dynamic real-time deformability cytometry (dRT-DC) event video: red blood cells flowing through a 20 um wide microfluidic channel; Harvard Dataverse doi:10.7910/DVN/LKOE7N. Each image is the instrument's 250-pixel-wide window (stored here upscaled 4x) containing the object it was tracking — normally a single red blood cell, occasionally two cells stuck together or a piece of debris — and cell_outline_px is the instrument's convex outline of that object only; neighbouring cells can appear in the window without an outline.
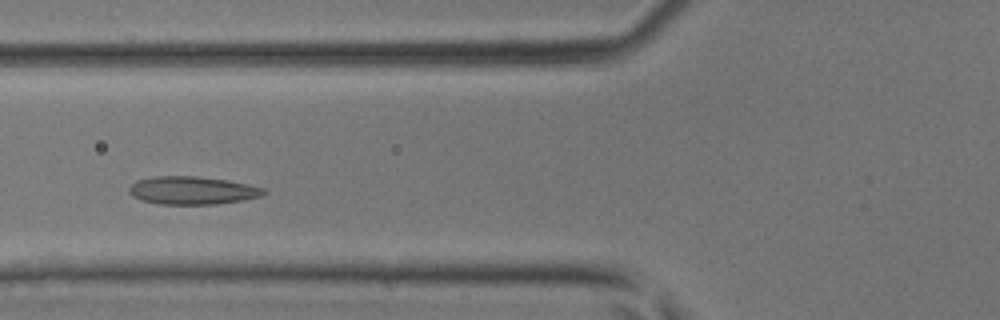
{"species": "common noctule bat (a hibernating species)", "species_latin": "Nyctalus noctula", "temperature_condition": "room temperature", "stored_images_in_passage": 34, "camera_frame_rate_fps": 3000, "um_per_image_px": 0.085, "animal": {"sex": "male", "body_mass_g": 17.9, "forearm_length_mm": 54.2}, "frame": {"image": 1, "passage_image": 6, "time_ms": 1.667, "image_size_px": [1000, 320], "cell_outline_px": [[268, 192], [260, 196], [244, 200], [216, 204], [160, 204], [140, 200], [132, 196], [128, 192], [128, 188], [136, 180], [152, 176], [196, 176], [228, 180], [248, 184], [264, 188]], "centroid_in_image_um": [16.33, 16.18], "position_along_channel_um": 109.5, "area_um2": 22.14}}
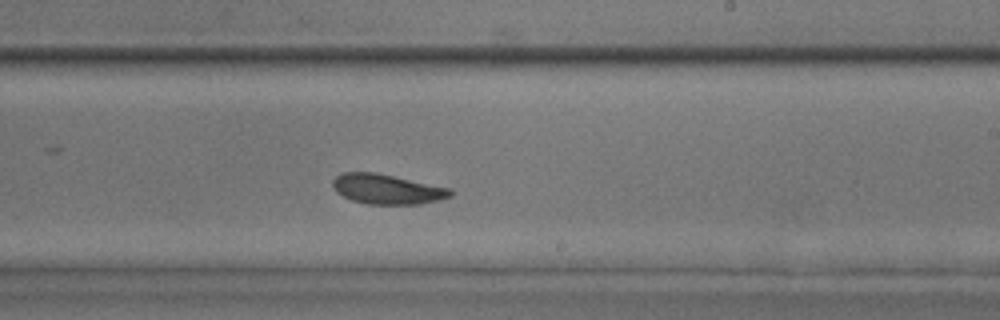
{"frame": {"image": 2, "passage_image": 16, "time_ms": 5.0, "image_size_px": [1000, 320], "cell_outline_px": [[452, 196], [440, 200], [420, 204], [368, 204], [352, 200], [336, 192], [332, 188], [332, 180], [336, 176], [344, 172], [376, 172], [452, 188]], "centroid_in_image_um": [32.91, 16.07], "position_along_channel_um": 256.1, "area_um2": 20.69}}
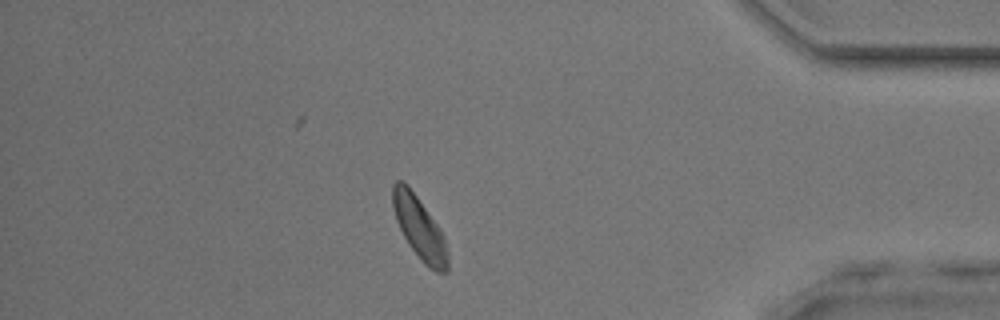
{"frame": {"image": 3, "passage_image": 28, "time_ms": 9.0, "image_size_px": [1000, 320], "cell_outline_px": [[448, 272], [436, 272], [428, 268], [424, 264], [408, 244], [396, 220], [392, 208], [392, 184], [396, 180], [404, 180], [408, 184], [440, 228], [444, 236], [448, 252]], "centroid_in_image_um": [35.65, 19.36], "position_along_channel_um": 399.6, "area_um2": 20.23}}